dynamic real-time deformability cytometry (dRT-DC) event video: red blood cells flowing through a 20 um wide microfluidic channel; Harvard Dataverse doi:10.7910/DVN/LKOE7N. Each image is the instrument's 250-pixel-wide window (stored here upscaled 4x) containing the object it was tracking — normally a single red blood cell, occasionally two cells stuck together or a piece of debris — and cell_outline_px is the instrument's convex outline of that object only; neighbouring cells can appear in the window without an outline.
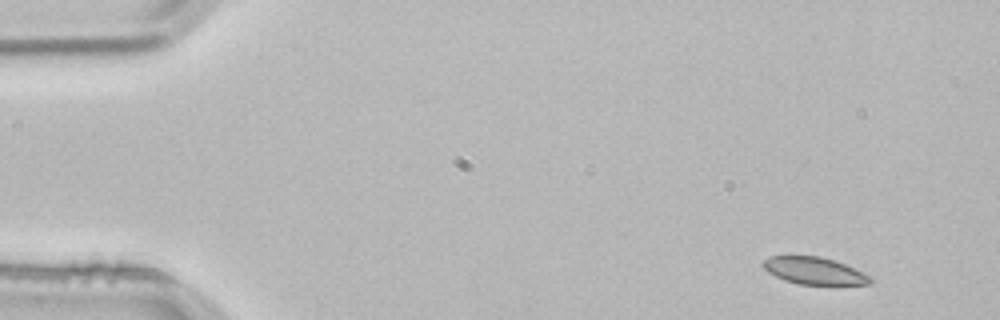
{"species": "common noctule bat (a hibernating species)", "species_latin": "Nyctalus noctula", "temperature_condition": "room temperature", "stored_images_in_passage": 2, "camera_frame_rate_fps": 3000, "um_per_image_px": 0.085, "animal": {"sex": "male", "body_mass_g": 21.5, "forearm_length_mm": 52.0}, "frame": {"image": 1, "passage_image": 1, "time_ms": 0.0, "image_size_px": [1000, 320], "cell_outline_px": [[872, 284], [836, 288], [800, 284], [784, 280], [768, 272], [760, 264], [768, 256], [788, 252], [792, 252], [820, 256], [844, 264], [872, 276]], "centroid_in_image_um": [69.22, 23.02], "position_along_channel_um": 15.8, "area_um2": 18.67}}